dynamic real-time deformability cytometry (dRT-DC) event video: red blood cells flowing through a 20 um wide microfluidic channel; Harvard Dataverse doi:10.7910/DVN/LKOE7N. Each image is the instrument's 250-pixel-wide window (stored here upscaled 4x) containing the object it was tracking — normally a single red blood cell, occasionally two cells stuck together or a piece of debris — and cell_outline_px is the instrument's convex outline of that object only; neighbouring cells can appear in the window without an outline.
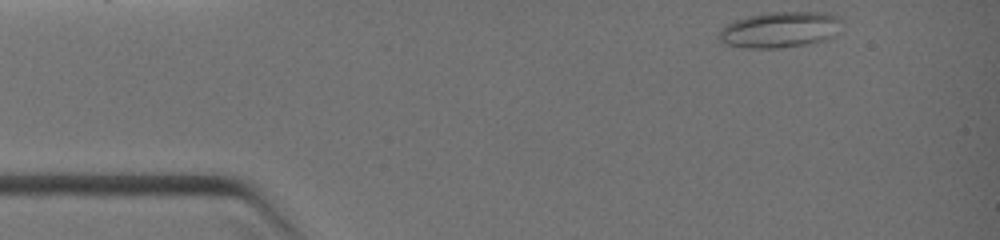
{"species": "common noctule bat (a hibernating species)", "species_latin": "Nyctalus noctula", "temperature_condition": "warm", "stored_images_in_passage": 8, "camera_frame_rate_fps": 3000, "um_per_image_px": 0.085, "animal": {"sex": "female", "body_mass_g": 19.0, "forearm_length_mm": 51.5}, "frame": {"image": 1, "passage_image": 1, "time_ms": 0.0, "image_size_px": [1000, 240], "cell_outline_px": [[844, 20], [840, 32], [836, 36], [824, 40], [808, 44], [780, 48], [744, 48], [724, 44], [716, 36], [720, 28], [736, 20], [748, 16], [768, 12], [828, 12], [840, 16]], "centroid_in_image_um": [66.36, 2.52], "position_along_channel_um": 18.6, "area_um2": 26.41}}